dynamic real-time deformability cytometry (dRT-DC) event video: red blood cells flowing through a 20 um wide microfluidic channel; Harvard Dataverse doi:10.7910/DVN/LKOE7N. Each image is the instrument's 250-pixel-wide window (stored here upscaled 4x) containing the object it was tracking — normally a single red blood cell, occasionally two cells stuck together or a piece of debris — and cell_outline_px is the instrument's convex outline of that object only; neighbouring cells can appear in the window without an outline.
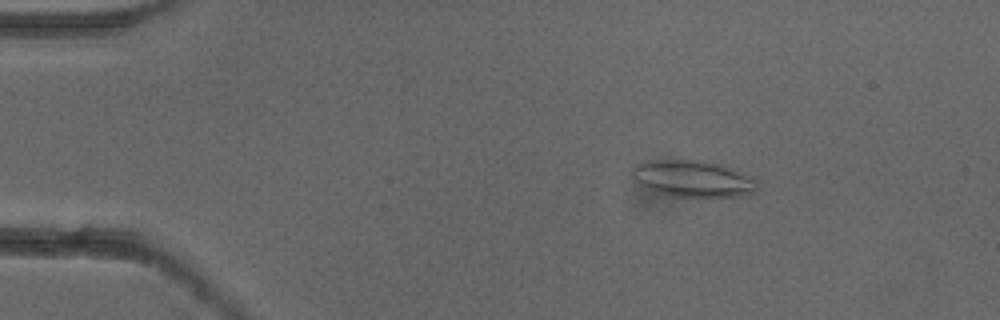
{"species": "common noctule bat (a hibernating species)", "species_latin": "Nyctalus noctula", "temperature_condition": "cold", "stored_images_in_passage": 3, "camera_frame_rate_fps": 3000, "um_per_image_px": 0.085, "animal": {"sex": "female"}, "frame": {"image": 1, "passage_image": 1, "time_ms": 0.0, "image_size_px": [1000, 320], "cell_outline_px": [[760, 180], [756, 188], [752, 192], [736, 196], [676, 196], [652, 192], [644, 188], [632, 180], [632, 168], [636, 164], [648, 160], [692, 160], [716, 164], [752, 176]], "centroid_in_image_um": [58.81, 15.19], "position_along_channel_um": 26.2, "area_um2": 26.47}}